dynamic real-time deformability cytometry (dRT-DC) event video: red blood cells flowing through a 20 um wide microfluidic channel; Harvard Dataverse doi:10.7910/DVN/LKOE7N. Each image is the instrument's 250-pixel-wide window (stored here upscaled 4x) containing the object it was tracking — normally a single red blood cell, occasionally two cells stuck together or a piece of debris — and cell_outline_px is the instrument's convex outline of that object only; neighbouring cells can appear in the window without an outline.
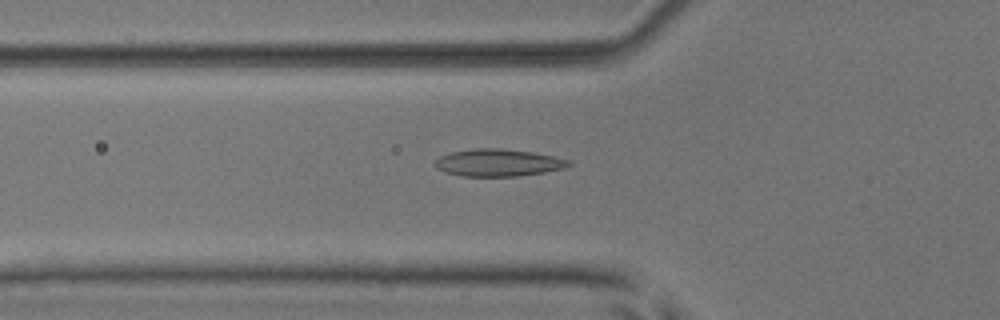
{"species": "common noctule bat (a hibernating species)", "species_latin": "Nyctalus noctula", "temperature_condition": "room temperature", "stored_images_in_passage": 33, "camera_frame_rate_fps": 3000, "um_per_image_px": 0.085, "animal": {"sex": "male", "body_mass_g": 17.9, "forearm_length_mm": 54.2}, "frame": {"image": 1, "passage_image": 4, "time_ms": 1.0, "image_size_px": [1000, 320], "cell_outline_px": [[572, 164], [564, 168], [544, 172], [516, 176], [464, 176], [444, 172], [436, 168], [436, 160], [440, 156], [452, 152], [476, 148], [500, 148], [532, 152], [572, 160]], "centroid_in_image_um": [42.36, 13.83], "position_along_channel_um": 83.4, "area_um2": 21.1}}
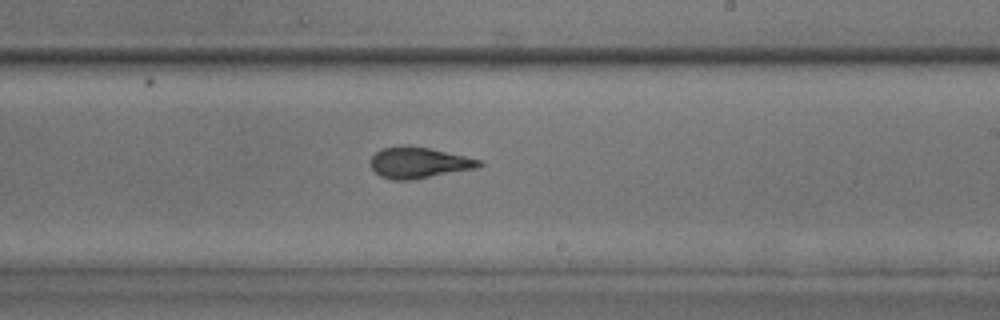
{"frame": {"image": 2, "passage_image": 17, "time_ms": 5.333, "image_size_px": [1000, 320], "cell_outline_px": [[484, 164], [480, 168], [412, 180], [392, 180], [380, 176], [368, 164], [368, 160], [376, 152], [384, 148], [428, 148], [464, 156], [480, 160]], "centroid_in_image_um": [35.62, 13.88], "position_along_channel_um": 253.4, "area_um2": 19.25}}
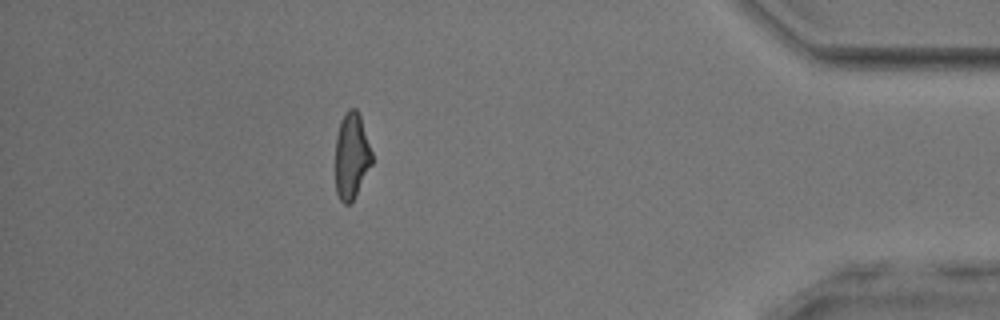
{"frame": {"image": 3, "passage_image": 32, "time_ms": 10.333, "image_size_px": [1000, 320], "cell_outline_px": [[372, 164], [352, 200], [348, 204], [344, 204], [340, 200], [336, 192], [336, 136], [340, 120], [348, 108], [356, 108], [360, 116], [372, 152]], "centroid_in_image_um": [29.87, 13.22], "position_along_channel_um": 405.3, "area_um2": 18.15}}